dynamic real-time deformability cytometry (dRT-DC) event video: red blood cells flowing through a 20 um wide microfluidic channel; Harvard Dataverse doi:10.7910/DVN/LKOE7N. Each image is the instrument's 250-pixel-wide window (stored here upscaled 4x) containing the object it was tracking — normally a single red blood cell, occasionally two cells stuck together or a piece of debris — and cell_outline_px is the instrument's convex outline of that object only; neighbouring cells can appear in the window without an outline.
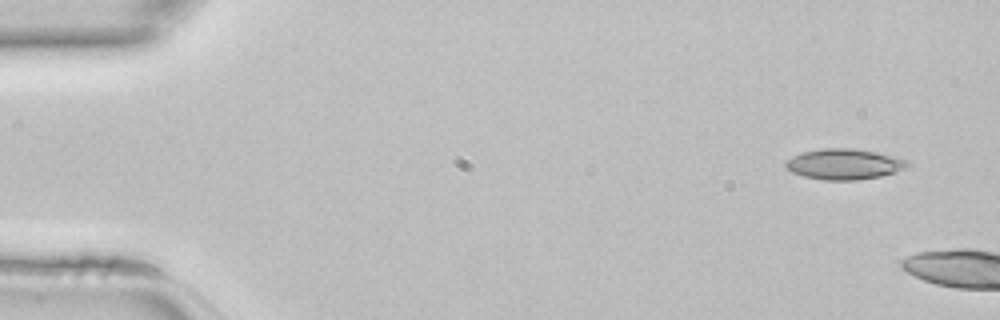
{"species": "common noctule bat (a hibernating species)", "species_latin": "Nyctalus noctula", "temperature_condition": "room temperature", "stored_images_in_passage": 4, "camera_frame_rate_fps": 3000, "um_per_image_px": 0.085, "animal": {"sex": "female", "body_mass_g": 22.7, "forearm_length_mm": 54.2}, "frame": {"image": 1, "passage_image": 1, "time_ms": 0.0, "image_size_px": [1000, 320], "cell_outline_px": [[908, 164], [904, 168], [896, 172], [880, 176], [856, 180], [824, 180], [804, 176], [792, 172], [784, 168], [784, 164], [792, 156], [804, 152], [820, 148], [852, 148], [876, 152], [896, 156], [904, 160]], "centroid_in_image_um": [71.71, 13.95], "position_along_channel_um": 13.3, "area_um2": 21.62}}